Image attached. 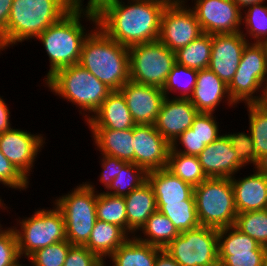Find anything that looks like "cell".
I'll return each mask as SVG.
<instances>
[{
    "label": "cell",
    "instance_id": "f1b7e54d",
    "mask_svg": "<svg viewBox=\"0 0 267 266\" xmlns=\"http://www.w3.org/2000/svg\"><path fill=\"white\" fill-rule=\"evenodd\" d=\"M179 234L169 218L157 210L134 236L142 242L165 249Z\"/></svg>",
    "mask_w": 267,
    "mask_h": 266
},
{
    "label": "cell",
    "instance_id": "cb8c5ba5",
    "mask_svg": "<svg viewBox=\"0 0 267 266\" xmlns=\"http://www.w3.org/2000/svg\"><path fill=\"white\" fill-rule=\"evenodd\" d=\"M147 181L153 189L156 204L184 203V200L195 199L194 187L166 168L147 172Z\"/></svg>",
    "mask_w": 267,
    "mask_h": 266
},
{
    "label": "cell",
    "instance_id": "44dd1931",
    "mask_svg": "<svg viewBox=\"0 0 267 266\" xmlns=\"http://www.w3.org/2000/svg\"><path fill=\"white\" fill-rule=\"evenodd\" d=\"M197 109L189 99L165 97L154 123L157 131L170 143L189 129Z\"/></svg>",
    "mask_w": 267,
    "mask_h": 266
},
{
    "label": "cell",
    "instance_id": "db71d44e",
    "mask_svg": "<svg viewBox=\"0 0 267 266\" xmlns=\"http://www.w3.org/2000/svg\"><path fill=\"white\" fill-rule=\"evenodd\" d=\"M264 266H267V247H266V252L264 256Z\"/></svg>",
    "mask_w": 267,
    "mask_h": 266
},
{
    "label": "cell",
    "instance_id": "7dc6e473",
    "mask_svg": "<svg viewBox=\"0 0 267 266\" xmlns=\"http://www.w3.org/2000/svg\"><path fill=\"white\" fill-rule=\"evenodd\" d=\"M8 105L9 104L6 103V98L4 99V97L0 95V134L14 127L11 124L12 115H10L11 112Z\"/></svg>",
    "mask_w": 267,
    "mask_h": 266
},
{
    "label": "cell",
    "instance_id": "ab89813d",
    "mask_svg": "<svg viewBox=\"0 0 267 266\" xmlns=\"http://www.w3.org/2000/svg\"><path fill=\"white\" fill-rule=\"evenodd\" d=\"M246 130L248 131L224 132L229 139L234 152L237 154V160L245 167V169H247L246 166L249 165L250 167L253 166V168H257V155L253 147L252 136L249 129Z\"/></svg>",
    "mask_w": 267,
    "mask_h": 266
},
{
    "label": "cell",
    "instance_id": "60d3db41",
    "mask_svg": "<svg viewBox=\"0 0 267 266\" xmlns=\"http://www.w3.org/2000/svg\"><path fill=\"white\" fill-rule=\"evenodd\" d=\"M220 124L216 114L198 112L190 128L204 144L208 145L223 134L224 130L220 128Z\"/></svg>",
    "mask_w": 267,
    "mask_h": 266
},
{
    "label": "cell",
    "instance_id": "484cf974",
    "mask_svg": "<svg viewBox=\"0 0 267 266\" xmlns=\"http://www.w3.org/2000/svg\"><path fill=\"white\" fill-rule=\"evenodd\" d=\"M127 215V233L134 236L146 220L157 211L156 197L146 181L139 188L124 196Z\"/></svg>",
    "mask_w": 267,
    "mask_h": 266
},
{
    "label": "cell",
    "instance_id": "d6a6232c",
    "mask_svg": "<svg viewBox=\"0 0 267 266\" xmlns=\"http://www.w3.org/2000/svg\"><path fill=\"white\" fill-rule=\"evenodd\" d=\"M166 169L193 187L208 178L197 156L177 153L172 148L168 155Z\"/></svg>",
    "mask_w": 267,
    "mask_h": 266
},
{
    "label": "cell",
    "instance_id": "2e32d148",
    "mask_svg": "<svg viewBox=\"0 0 267 266\" xmlns=\"http://www.w3.org/2000/svg\"><path fill=\"white\" fill-rule=\"evenodd\" d=\"M134 163L146 172L166 168L171 144L154 125L133 127Z\"/></svg>",
    "mask_w": 267,
    "mask_h": 266
},
{
    "label": "cell",
    "instance_id": "9c48e42d",
    "mask_svg": "<svg viewBox=\"0 0 267 266\" xmlns=\"http://www.w3.org/2000/svg\"><path fill=\"white\" fill-rule=\"evenodd\" d=\"M194 198L201 226L220 229L235 224L238 213L230 178H207L194 187Z\"/></svg>",
    "mask_w": 267,
    "mask_h": 266
},
{
    "label": "cell",
    "instance_id": "277c9868",
    "mask_svg": "<svg viewBox=\"0 0 267 266\" xmlns=\"http://www.w3.org/2000/svg\"><path fill=\"white\" fill-rule=\"evenodd\" d=\"M79 64L112 91H119L130 80L129 47L98 26L84 40Z\"/></svg>",
    "mask_w": 267,
    "mask_h": 266
},
{
    "label": "cell",
    "instance_id": "5b68a950",
    "mask_svg": "<svg viewBox=\"0 0 267 266\" xmlns=\"http://www.w3.org/2000/svg\"><path fill=\"white\" fill-rule=\"evenodd\" d=\"M43 84L58 99L75 105L85 123L112 92L79 63L56 71Z\"/></svg>",
    "mask_w": 267,
    "mask_h": 266
},
{
    "label": "cell",
    "instance_id": "6da1fadb",
    "mask_svg": "<svg viewBox=\"0 0 267 266\" xmlns=\"http://www.w3.org/2000/svg\"><path fill=\"white\" fill-rule=\"evenodd\" d=\"M170 1L115 0L96 14L97 26L126 47L159 40L161 15Z\"/></svg>",
    "mask_w": 267,
    "mask_h": 266
},
{
    "label": "cell",
    "instance_id": "74e56055",
    "mask_svg": "<svg viewBox=\"0 0 267 266\" xmlns=\"http://www.w3.org/2000/svg\"><path fill=\"white\" fill-rule=\"evenodd\" d=\"M234 226L267 247V209L238 213Z\"/></svg>",
    "mask_w": 267,
    "mask_h": 266
},
{
    "label": "cell",
    "instance_id": "f6af8a7d",
    "mask_svg": "<svg viewBox=\"0 0 267 266\" xmlns=\"http://www.w3.org/2000/svg\"><path fill=\"white\" fill-rule=\"evenodd\" d=\"M98 158H100L99 164L101 165V172L98 175L99 180L97 181L105 188L104 190L100 189L101 192L106 191L110 187L112 181L118 176L127 162L105 154L99 155Z\"/></svg>",
    "mask_w": 267,
    "mask_h": 266
},
{
    "label": "cell",
    "instance_id": "8d00e7d4",
    "mask_svg": "<svg viewBox=\"0 0 267 266\" xmlns=\"http://www.w3.org/2000/svg\"><path fill=\"white\" fill-rule=\"evenodd\" d=\"M147 181V172L135 163H126L121 172L104 191L114 196H125Z\"/></svg>",
    "mask_w": 267,
    "mask_h": 266
},
{
    "label": "cell",
    "instance_id": "1f68e13d",
    "mask_svg": "<svg viewBox=\"0 0 267 266\" xmlns=\"http://www.w3.org/2000/svg\"><path fill=\"white\" fill-rule=\"evenodd\" d=\"M211 51L212 35L203 33L175 52L176 62L196 70L206 69L209 67Z\"/></svg>",
    "mask_w": 267,
    "mask_h": 266
},
{
    "label": "cell",
    "instance_id": "ac0fdd59",
    "mask_svg": "<svg viewBox=\"0 0 267 266\" xmlns=\"http://www.w3.org/2000/svg\"><path fill=\"white\" fill-rule=\"evenodd\" d=\"M247 43V39L241 32L212 35V51L208 68L227 85L236 73Z\"/></svg>",
    "mask_w": 267,
    "mask_h": 266
},
{
    "label": "cell",
    "instance_id": "7402d4cb",
    "mask_svg": "<svg viewBox=\"0 0 267 266\" xmlns=\"http://www.w3.org/2000/svg\"><path fill=\"white\" fill-rule=\"evenodd\" d=\"M197 157L208 178H231L245 168L237 160V154L224 132Z\"/></svg>",
    "mask_w": 267,
    "mask_h": 266
},
{
    "label": "cell",
    "instance_id": "30bf717a",
    "mask_svg": "<svg viewBox=\"0 0 267 266\" xmlns=\"http://www.w3.org/2000/svg\"><path fill=\"white\" fill-rule=\"evenodd\" d=\"M176 63V54L159 40L129 47L130 80L162 88Z\"/></svg>",
    "mask_w": 267,
    "mask_h": 266
},
{
    "label": "cell",
    "instance_id": "e575fe53",
    "mask_svg": "<svg viewBox=\"0 0 267 266\" xmlns=\"http://www.w3.org/2000/svg\"><path fill=\"white\" fill-rule=\"evenodd\" d=\"M157 210L169 218L179 233L200 226L195 199L184 200V203L157 204Z\"/></svg>",
    "mask_w": 267,
    "mask_h": 266
},
{
    "label": "cell",
    "instance_id": "4fadbf2b",
    "mask_svg": "<svg viewBox=\"0 0 267 266\" xmlns=\"http://www.w3.org/2000/svg\"><path fill=\"white\" fill-rule=\"evenodd\" d=\"M43 132H33L12 128L0 134L2 154L29 180L33 174L39 154L46 146ZM36 162V163H35ZM32 172V173H31Z\"/></svg>",
    "mask_w": 267,
    "mask_h": 266
},
{
    "label": "cell",
    "instance_id": "9a60e30c",
    "mask_svg": "<svg viewBox=\"0 0 267 266\" xmlns=\"http://www.w3.org/2000/svg\"><path fill=\"white\" fill-rule=\"evenodd\" d=\"M184 1L194 11L203 33L234 34L241 31L242 9L233 0Z\"/></svg>",
    "mask_w": 267,
    "mask_h": 266
},
{
    "label": "cell",
    "instance_id": "9f6ffc18",
    "mask_svg": "<svg viewBox=\"0 0 267 266\" xmlns=\"http://www.w3.org/2000/svg\"><path fill=\"white\" fill-rule=\"evenodd\" d=\"M99 266H110V264L108 265V263H106V261H102Z\"/></svg>",
    "mask_w": 267,
    "mask_h": 266
},
{
    "label": "cell",
    "instance_id": "4316f807",
    "mask_svg": "<svg viewBox=\"0 0 267 266\" xmlns=\"http://www.w3.org/2000/svg\"><path fill=\"white\" fill-rule=\"evenodd\" d=\"M130 237L123 228L97 219L88 242L84 246L102 261H106Z\"/></svg>",
    "mask_w": 267,
    "mask_h": 266
},
{
    "label": "cell",
    "instance_id": "f35d334b",
    "mask_svg": "<svg viewBox=\"0 0 267 266\" xmlns=\"http://www.w3.org/2000/svg\"><path fill=\"white\" fill-rule=\"evenodd\" d=\"M72 244L67 240L49 245L34 252L28 259L30 266H63Z\"/></svg>",
    "mask_w": 267,
    "mask_h": 266
},
{
    "label": "cell",
    "instance_id": "ffe728a7",
    "mask_svg": "<svg viewBox=\"0 0 267 266\" xmlns=\"http://www.w3.org/2000/svg\"><path fill=\"white\" fill-rule=\"evenodd\" d=\"M190 102L198 112L216 113L221 104L230 108H238L231 99L228 92V85L222 81L209 68L198 70L196 85Z\"/></svg>",
    "mask_w": 267,
    "mask_h": 266
},
{
    "label": "cell",
    "instance_id": "603a6c76",
    "mask_svg": "<svg viewBox=\"0 0 267 266\" xmlns=\"http://www.w3.org/2000/svg\"><path fill=\"white\" fill-rule=\"evenodd\" d=\"M85 124L89 129L115 130L129 129L136 125L120 91H112Z\"/></svg>",
    "mask_w": 267,
    "mask_h": 266
},
{
    "label": "cell",
    "instance_id": "bcb514c9",
    "mask_svg": "<svg viewBox=\"0 0 267 266\" xmlns=\"http://www.w3.org/2000/svg\"><path fill=\"white\" fill-rule=\"evenodd\" d=\"M101 262L86 246L72 245L63 266H99Z\"/></svg>",
    "mask_w": 267,
    "mask_h": 266
},
{
    "label": "cell",
    "instance_id": "83f0119b",
    "mask_svg": "<svg viewBox=\"0 0 267 266\" xmlns=\"http://www.w3.org/2000/svg\"><path fill=\"white\" fill-rule=\"evenodd\" d=\"M162 248L150 245L131 236L107 259L110 266H154L157 254Z\"/></svg>",
    "mask_w": 267,
    "mask_h": 266
},
{
    "label": "cell",
    "instance_id": "d590c367",
    "mask_svg": "<svg viewBox=\"0 0 267 266\" xmlns=\"http://www.w3.org/2000/svg\"><path fill=\"white\" fill-rule=\"evenodd\" d=\"M96 215L98 220L117 225L127 232L124 196H114L104 191L97 192Z\"/></svg>",
    "mask_w": 267,
    "mask_h": 266
},
{
    "label": "cell",
    "instance_id": "e0dca14e",
    "mask_svg": "<svg viewBox=\"0 0 267 266\" xmlns=\"http://www.w3.org/2000/svg\"><path fill=\"white\" fill-rule=\"evenodd\" d=\"M119 91L136 125H154L165 98L162 88L129 80Z\"/></svg>",
    "mask_w": 267,
    "mask_h": 266
},
{
    "label": "cell",
    "instance_id": "d4e9b609",
    "mask_svg": "<svg viewBox=\"0 0 267 266\" xmlns=\"http://www.w3.org/2000/svg\"><path fill=\"white\" fill-rule=\"evenodd\" d=\"M89 131H91L95 150H98L99 154L134 163L133 128L124 130L89 129Z\"/></svg>",
    "mask_w": 267,
    "mask_h": 266
},
{
    "label": "cell",
    "instance_id": "8fae6325",
    "mask_svg": "<svg viewBox=\"0 0 267 266\" xmlns=\"http://www.w3.org/2000/svg\"><path fill=\"white\" fill-rule=\"evenodd\" d=\"M164 250L180 266H218V229L200 225L186 230Z\"/></svg>",
    "mask_w": 267,
    "mask_h": 266
},
{
    "label": "cell",
    "instance_id": "4dcf8cb0",
    "mask_svg": "<svg viewBox=\"0 0 267 266\" xmlns=\"http://www.w3.org/2000/svg\"><path fill=\"white\" fill-rule=\"evenodd\" d=\"M266 2L251 4L242 9L240 32L248 42L267 44Z\"/></svg>",
    "mask_w": 267,
    "mask_h": 266
},
{
    "label": "cell",
    "instance_id": "7a4b0ae2",
    "mask_svg": "<svg viewBox=\"0 0 267 266\" xmlns=\"http://www.w3.org/2000/svg\"><path fill=\"white\" fill-rule=\"evenodd\" d=\"M96 26L95 13L71 9L34 39L42 44L50 64L43 83L56 71L79 63L83 42Z\"/></svg>",
    "mask_w": 267,
    "mask_h": 266
},
{
    "label": "cell",
    "instance_id": "8992f818",
    "mask_svg": "<svg viewBox=\"0 0 267 266\" xmlns=\"http://www.w3.org/2000/svg\"><path fill=\"white\" fill-rule=\"evenodd\" d=\"M77 184L67 193L53 197L54 203L62 212L67 241L72 245L84 246L96 223V202L98 189L92 181ZM54 199V200H53Z\"/></svg>",
    "mask_w": 267,
    "mask_h": 266
},
{
    "label": "cell",
    "instance_id": "f546056e",
    "mask_svg": "<svg viewBox=\"0 0 267 266\" xmlns=\"http://www.w3.org/2000/svg\"><path fill=\"white\" fill-rule=\"evenodd\" d=\"M248 129L257 155V167L267 166V102L246 104Z\"/></svg>",
    "mask_w": 267,
    "mask_h": 266
},
{
    "label": "cell",
    "instance_id": "7bdbcfd3",
    "mask_svg": "<svg viewBox=\"0 0 267 266\" xmlns=\"http://www.w3.org/2000/svg\"><path fill=\"white\" fill-rule=\"evenodd\" d=\"M21 260L15 230L5 226L0 230V266H16Z\"/></svg>",
    "mask_w": 267,
    "mask_h": 266
},
{
    "label": "cell",
    "instance_id": "52a82bcc",
    "mask_svg": "<svg viewBox=\"0 0 267 266\" xmlns=\"http://www.w3.org/2000/svg\"><path fill=\"white\" fill-rule=\"evenodd\" d=\"M51 206L35 208L32 215L16 218L12 227L22 260L26 261L39 249L67 240L63 214L54 203Z\"/></svg>",
    "mask_w": 267,
    "mask_h": 266
},
{
    "label": "cell",
    "instance_id": "3957f363",
    "mask_svg": "<svg viewBox=\"0 0 267 266\" xmlns=\"http://www.w3.org/2000/svg\"><path fill=\"white\" fill-rule=\"evenodd\" d=\"M71 10L68 0H13L7 27L0 34V56L37 38Z\"/></svg>",
    "mask_w": 267,
    "mask_h": 266
},
{
    "label": "cell",
    "instance_id": "5bb4252c",
    "mask_svg": "<svg viewBox=\"0 0 267 266\" xmlns=\"http://www.w3.org/2000/svg\"><path fill=\"white\" fill-rule=\"evenodd\" d=\"M266 247L234 225L218 229V266H264Z\"/></svg>",
    "mask_w": 267,
    "mask_h": 266
},
{
    "label": "cell",
    "instance_id": "681fc988",
    "mask_svg": "<svg viewBox=\"0 0 267 266\" xmlns=\"http://www.w3.org/2000/svg\"><path fill=\"white\" fill-rule=\"evenodd\" d=\"M154 266H180L164 249L156 257Z\"/></svg>",
    "mask_w": 267,
    "mask_h": 266
},
{
    "label": "cell",
    "instance_id": "836d02e7",
    "mask_svg": "<svg viewBox=\"0 0 267 266\" xmlns=\"http://www.w3.org/2000/svg\"><path fill=\"white\" fill-rule=\"evenodd\" d=\"M197 74L198 70L176 62L162 87L165 97L189 99L196 85Z\"/></svg>",
    "mask_w": 267,
    "mask_h": 266
},
{
    "label": "cell",
    "instance_id": "c3c4849f",
    "mask_svg": "<svg viewBox=\"0 0 267 266\" xmlns=\"http://www.w3.org/2000/svg\"><path fill=\"white\" fill-rule=\"evenodd\" d=\"M13 0H0V34L5 30Z\"/></svg>",
    "mask_w": 267,
    "mask_h": 266
},
{
    "label": "cell",
    "instance_id": "f907efd6",
    "mask_svg": "<svg viewBox=\"0 0 267 266\" xmlns=\"http://www.w3.org/2000/svg\"><path fill=\"white\" fill-rule=\"evenodd\" d=\"M241 9H244L248 5L264 2L267 0H233Z\"/></svg>",
    "mask_w": 267,
    "mask_h": 266
},
{
    "label": "cell",
    "instance_id": "b9f144b4",
    "mask_svg": "<svg viewBox=\"0 0 267 266\" xmlns=\"http://www.w3.org/2000/svg\"><path fill=\"white\" fill-rule=\"evenodd\" d=\"M0 184L4 188L27 191L31 186L28 180L1 152L0 150Z\"/></svg>",
    "mask_w": 267,
    "mask_h": 266
},
{
    "label": "cell",
    "instance_id": "f5cc1de1",
    "mask_svg": "<svg viewBox=\"0 0 267 266\" xmlns=\"http://www.w3.org/2000/svg\"><path fill=\"white\" fill-rule=\"evenodd\" d=\"M264 102H267V76L264 81Z\"/></svg>",
    "mask_w": 267,
    "mask_h": 266
},
{
    "label": "cell",
    "instance_id": "ee69618b",
    "mask_svg": "<svg viewBox=\"0 0 267 266\" xmlns=\"http://www.w3.org/2000/svg\"><path fill=\"white\" fill-rule=\"evenodd\" d=\"M206 146L191 128L184 131L171 144L175 152L195 156H198Z\"/></svg>",
    "mask_w": 267,
    "mask_h": 266
},
{
    "label": "cell",
    "instance_id": "816d5d0a",
    "mask_svg": "<svg viewBox=\"0 0 267 266\" xmlns=\"http://www.w3.org/2000/svg\"><path fill=\"white\" fill-rule=\"evenodd\" d=\"M2 195H0V210L1 211H4V212H7V214H8V209H10V211H11V209L12 208H10L9 206H8V204H6V203H4V199H2V197H1ZM1 220H0V228H5L4 226H6V224L5 225H3V224H1Z\"/></svg>",
    "mask_w": 267,
    "mask_h": 266
},
{
    "label": "cell",
    "instance_id": "ba28073f",
    "mask_svg": "<svg viewBox=\"0 0 267 266\" xmlns=\"http://www.w3.org/2000/svg\"><path fill=\"white\" fill-rule=\"evenodd\" d=\"M267 76V44L248 42L228 92L237 105L264 103V81Z\"/></svg>",
    "mask_w": 267,
    "mask_h": 266
},
{
    "label": "cell",
    "instance_id": "d6986e66",
    "mask_svg": "<svg viewBox=\"0 0 267 266\" xmlns=\"http://www.w3.org/2000/svg\"><path fill=\"white\" fill-rule=\"evenodd\" d=\"M252 169L244 177L230 178L237 213L267 209V166Z\"/></svg>",
    "mask_w": 267,
    "mask_h": 266
},
{
    "label": "cell",
    "instance_id": "7c38bea8",
    "mask_svg": "<svg viewBox=\"0 0 267 266\" xmlns=\"http://www.w3.org/2000/svg\"><path fill=\"white\" fill-rule=\"evenodd\" d=\"M203 34L194 11L184 0H171L161 15L159 41L173 52Z\"/></svg>",
    "mask_w": 267,
    "mask_h": 266
},
{
    "label": "cell",
    "instance_id": "11a10c76",
    "mask_svg": "<svg viewBox=\"0 0 267 266\" xmlns=\"http://www.w3.org/2000/svg\"><path fill=\"white\" fill-rule=\"evenodd\" d=\"M23 262H25V260L19 262L16 266H29V265H27L26 263H23Z\"/></svg>",
    "mask_w": 267,
    "mask_h": 266
}]
</instances>
